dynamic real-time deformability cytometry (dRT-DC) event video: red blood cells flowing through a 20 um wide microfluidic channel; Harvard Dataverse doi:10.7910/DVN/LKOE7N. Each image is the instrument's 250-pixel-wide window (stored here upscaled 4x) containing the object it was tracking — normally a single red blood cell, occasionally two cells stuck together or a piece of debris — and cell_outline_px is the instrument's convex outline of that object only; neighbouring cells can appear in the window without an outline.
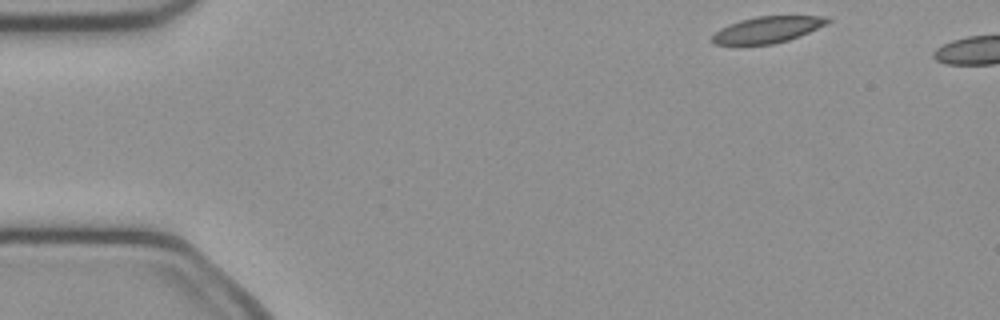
{"species": "common noctule bat (a hibernating species)", "species_latin": "Nyctalus noctula", "temperature_condition": "cold", "stored_images_in_passage": 41, "camera_frame_rate_fps": 3000, "um_per_image_px": 0.085, "animal": {"sex": "female", "body_mass_g": 21.9}, "frame": {"image": 1, "passage_image": 1, "time_ms": 0.0, "image_size_px": [1000, 320], "cell_outline_px": [[832, 20], [800, 36], [788, 40], [772, 44], [712, 44], [712, 36], [720, 28], [728, 24], [740, 20], [756, 16], [828, 16]], "centroid_in_image_um": [65.21, 2.51], "position_along_channel_um": 19.8, "area_um2": 17.51}}
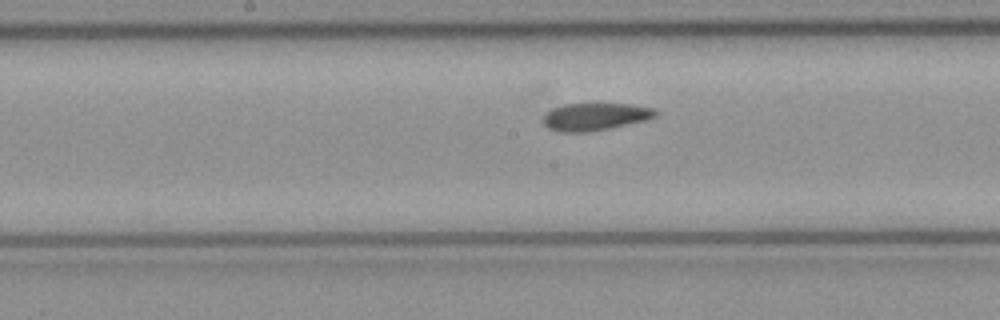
{"frame": {"image": 2, "passage_image": 21, "time_ms": 6.667, "image_size_px": [1000, 320], "cell_outline_px": [[656, 116], [648, 120], [588, 132], [556, 132], [548, 128], [540, 120], [552, 108], [564, 104], [628, 104], [652, 108], [656, 112]], "centroid_in_image_um": [50.53, 9.93], "position_along_channel_um": 197.7, "area_um2": 17.92}}
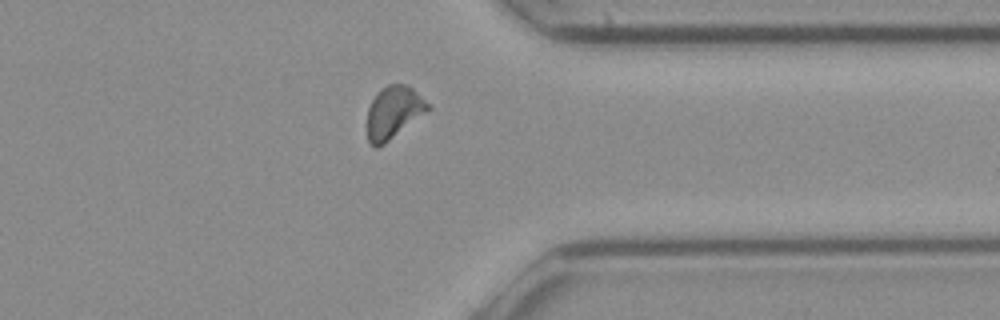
{"frame": {"image": 3, "passage_image": 35, "time_ms": 11.333, "image_size_px": [1000, 320], "cell_outline_px": [[432, 108], [384, 144], [376, 148], [368, 140], [368, 108], [376, 92], [388, 84], [408, 84], [432, 104]], "centroid_in_image_um": [33.5, 9.51], "position_along_channel_um": 377.9, "area_um2": 18.61}}